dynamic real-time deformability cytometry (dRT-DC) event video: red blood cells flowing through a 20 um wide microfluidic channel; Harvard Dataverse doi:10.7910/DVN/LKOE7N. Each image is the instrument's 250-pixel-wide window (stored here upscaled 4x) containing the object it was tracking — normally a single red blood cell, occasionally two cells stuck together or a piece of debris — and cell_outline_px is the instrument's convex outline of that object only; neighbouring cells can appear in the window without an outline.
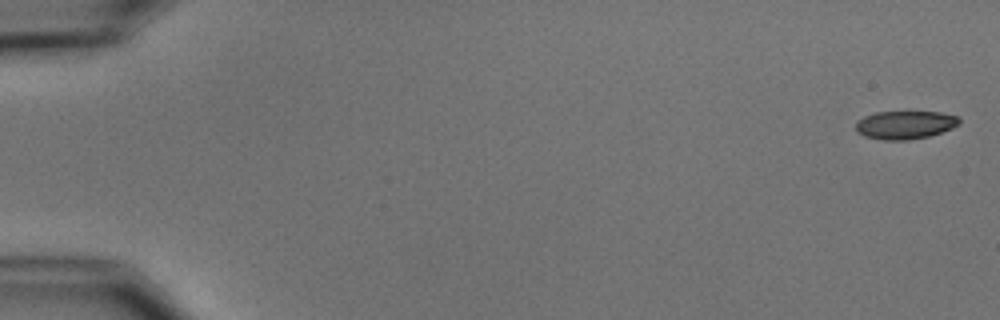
{"species": "common noctule bat (a hibernating species)", "species_latin": "Nyctalus noctula", "temperature_condition": "cold", "stored_images_in_passage": 5, "camera_frame_rate_fps": 3000, "um_per_image_px": 0.085, "animal": {"sex": "male", "body_mass_g": 15.6}, "frame": {"image": 1, "passage_image": 1, "time_ms": 0.0, "image_size_px": [1000, 320], "cell_outline_px": [[960, 124], [952, 128], [928, 136], [908, 140], [884, 140], [864, 136], [856, 132], [856, 120], [864, 116], [876, 112], [940, 112], [960, 116]], "centroid_in_image_um": [76.92, 10.61], "position_along_channel_um": 8.1, "area_um2": 17.11}}